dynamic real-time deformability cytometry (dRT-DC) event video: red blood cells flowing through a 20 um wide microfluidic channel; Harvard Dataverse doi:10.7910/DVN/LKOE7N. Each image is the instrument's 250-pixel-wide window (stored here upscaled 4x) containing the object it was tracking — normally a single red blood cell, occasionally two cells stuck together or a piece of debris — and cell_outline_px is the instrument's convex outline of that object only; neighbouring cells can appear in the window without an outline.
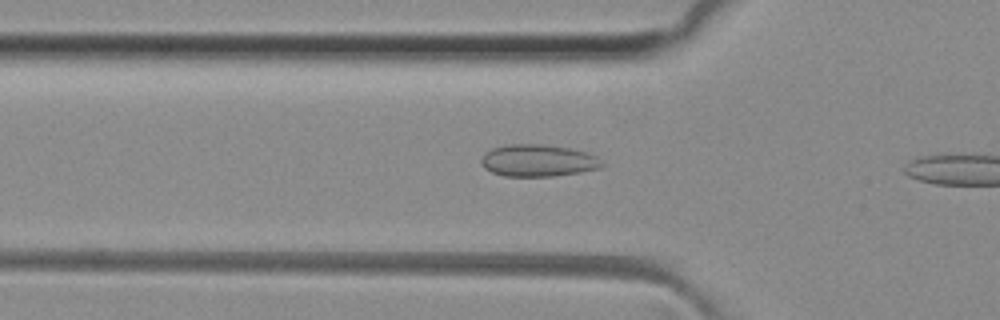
{"species": "common noctule bat (a hibernating species)", "species_latin": "Nyctalus noctula", "temperature_condition": "room temperature", "stored_images_in_passage": 9, "camera_frame_rate_fps": 3000, "um_per_image_px": 0.085, "animal": {"sex": "female", "body_mass_g": 29.2, "forearm_length_mm": 56.3}, "frame": {"image": 1, "passage_image": 7, "time_ms": 2.0, "image_size_px": [1000, 320], "cell_outline_px": [[604, 164], [600, 168], [580, 172], [552, 176], [504, 176], [492, 172], [484, 168], [480, 164], [480, 160], [484, 152], [492, 148], [508, 144], [540, 144], [572, 148], [596, 156]], "centroid_in_image_um": [45.69, 13.64], "position_along_channel_um": 80.1, "area_um2": 22.6}}